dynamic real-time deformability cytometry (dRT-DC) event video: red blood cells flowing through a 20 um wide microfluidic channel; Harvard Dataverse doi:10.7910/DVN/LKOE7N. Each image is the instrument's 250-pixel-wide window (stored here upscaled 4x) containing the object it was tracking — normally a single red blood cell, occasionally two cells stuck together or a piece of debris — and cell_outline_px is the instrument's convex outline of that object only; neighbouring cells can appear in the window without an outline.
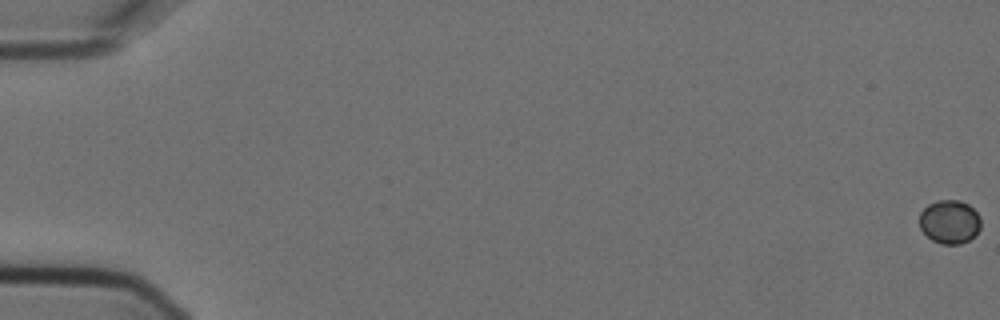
{"species": "Egyptian fruit bat (a non-hibernating species)", "species_latin": "Rousettus aegyptiacus", "temperature_condition": "cold", "stored_images_in_passage": 6, "camera_frame_rate_fps": 3000, "um_per_image_px": 0.085, "animal": {"sex": "female"}, "frame": {"image": 1, "passage_image": 1, "time_ms": 0.0, "image_size_px": [1000, 320], "cell_outline_px": [[980, 228], [968, 240], [960, 244], [940, 244], [932, 240], [920, 228], [920, 212], [928, 204], [936, 200], [960, 200], [968, 204], [980, 216]], "centroid_in_image_um": [80.7, 18.84], "position_along_channel_um": 4.3, "area_um2": 15.55}}
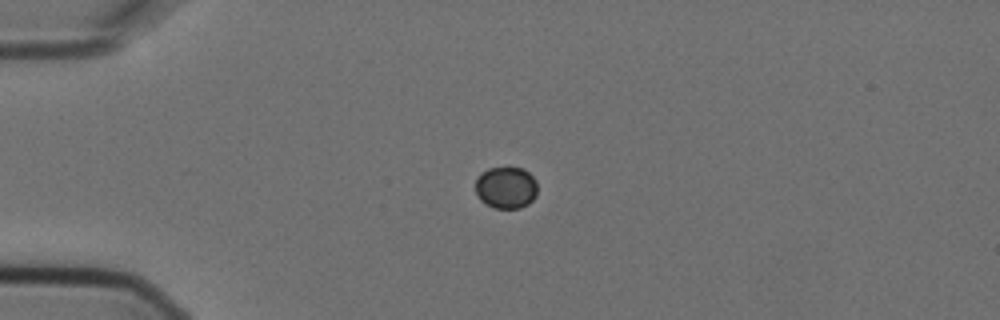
{"frame": {"image": 2, "passage_image": 5, "time_ms": 1.333, "image_size_px": [1000, 320], "cell_outline_px": [[536, 196], [528, 204], [520, 208], [496, 208], [480, 200], [476, 196], [476, 180], [480, 172], [488, 168], [508, 164], [524, 168], [536, 180]], "centroid_in_image_um": [43.01, 15.88], "position_along_channel_um": 42.0, "area_um2": 15.66}}
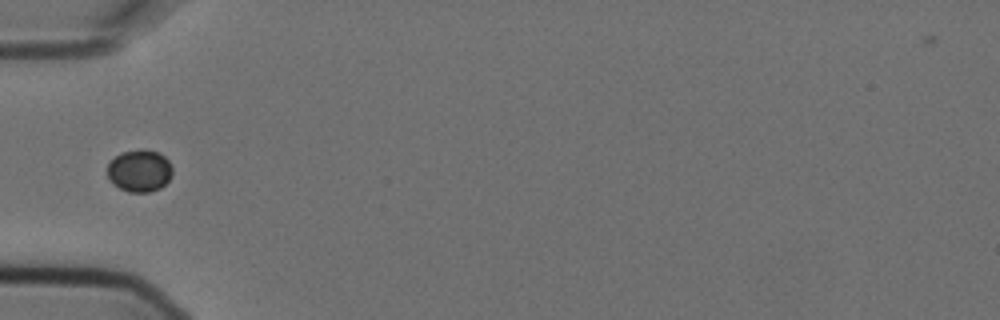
{"frame": {"image": 3, "passage_image": 6, "time_ms": 1.667, "image_size_px": [1000, 320], "cell_outline_px": [[172, 176], [160, 188], [148, 192], [128, 192], [112, 184], [108, 180], [108, 164], [120, 152], [140, 148], [144, 148], [160, 152], [168, 160], [172, 168]], "centroid_in_image_um": [11.86, 14.49], "position_along_channel_um": 73.1, "area_um2": 16.24}}